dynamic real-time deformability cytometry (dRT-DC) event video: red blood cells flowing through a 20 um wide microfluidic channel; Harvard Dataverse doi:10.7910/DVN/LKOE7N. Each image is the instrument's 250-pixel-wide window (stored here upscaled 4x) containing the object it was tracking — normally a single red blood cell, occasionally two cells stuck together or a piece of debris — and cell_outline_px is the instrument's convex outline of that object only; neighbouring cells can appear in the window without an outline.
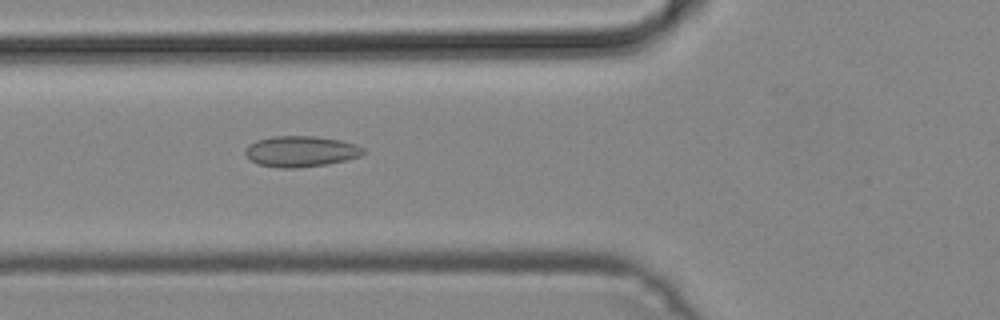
{"species": "common noctule bat (a hibernating species)", "species_latin": "Nyctalus noctula", "temperature_condition": "cold", "stored_images_in_passage": 16, "camera_frame_rate_fps": 3000, "um_per_image_px": 0.085, "animal": {"sex": "male", "body_mass_g": 19.2, "forearm_length_mm": 51.8}, "frame": {"image": 1, "passage_image": 8, "time_ms": 2.333, "image_size_px": [1000, 320], "cell_outline_px": [[364, 152], [360, 156], [328, 164], [296, 168], [280, 168], [256, 164], [244, 152], [248, 144], [256, 140], [272, 136], [316, 136], [340, 140], [356, 144], [364, 148]], "centroid_in_image_um": [25.55, 12.86], "position_along_channel_um": 100.2, "area_um2": 21.27}}
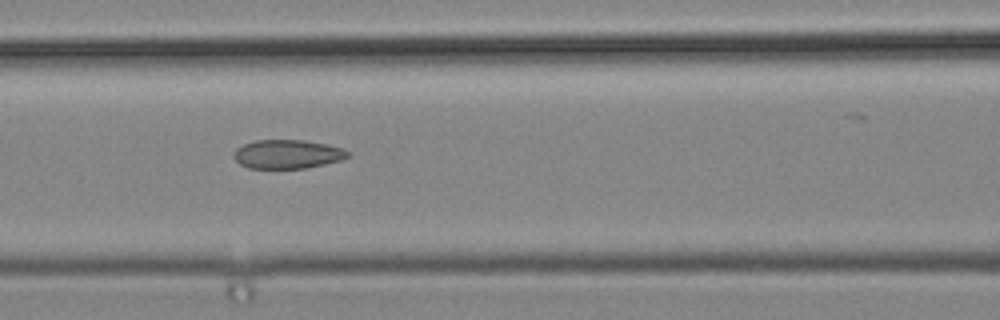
{"frame": {"image": 2, "passage_image": 11, "time_ms": 3.333, "image_size_px": [1000, 320], "cell_outline_px": [[352, 152], [348, 156], [340, 160], [324, 164], [304, 168], [248, 168], [240, 164], [232, 156], [236, 148], [244, 144], [256, 140], [304, 140], [344, 148]], "centroid_in_image_um": [24.43, 13.1], "position_along_channel_um": 142.2, "area_um2": 19.13}}
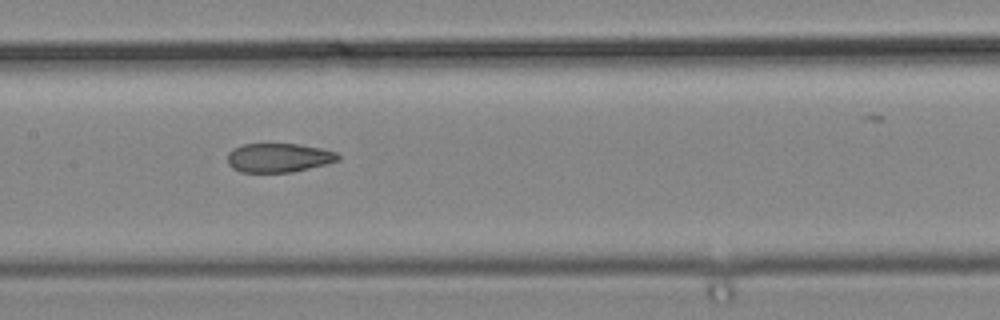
{"frame": {"image": 3, "passage_image": 14, "time_ms": 4.333, "image_size_px": [1000, 320], "cell_outline_px": [[340, 160], [292, 172], [240, 172], [232, 168], [228, 164], [228, 152], [232, 148], [244, 144], [296, 144], [320, 148], [336, 152], [340, 156]], "centroid_in_image_um": [23.65, 13.4], "position_along_channel_um": 183.7, "area_um2": 18.61}}